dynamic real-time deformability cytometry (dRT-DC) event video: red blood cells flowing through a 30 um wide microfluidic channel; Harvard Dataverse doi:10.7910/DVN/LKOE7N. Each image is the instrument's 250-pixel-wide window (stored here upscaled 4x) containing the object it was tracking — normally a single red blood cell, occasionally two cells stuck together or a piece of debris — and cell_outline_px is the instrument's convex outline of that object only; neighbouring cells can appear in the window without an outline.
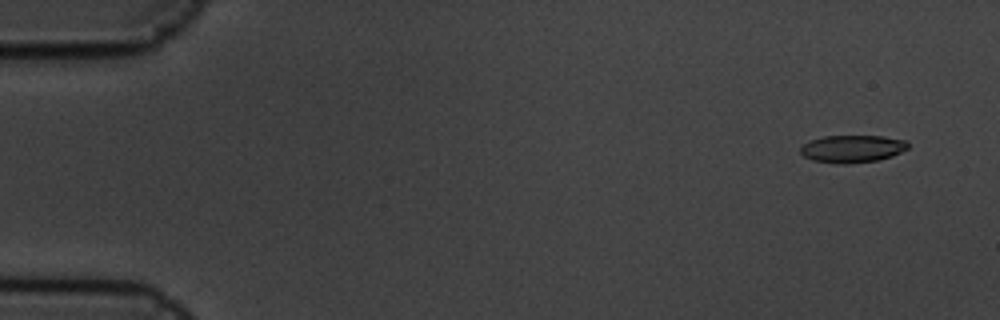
{"species": "common noctule bat (a hibernating species)", "species_latin": "Nyctalus noctula", "temperature_condition": "cold", "stored_images_in_passage": 6, "camera_frame_rate_fps": 3000, "um_per_image_px": 0.085, "animal": {"sex": "male", "body_mass_g": 19.5, "forearm_length_mm": 54.6}, "frame": {"image": 1, "passage_image": 2, "time_ms": 0.333, "image_size_px": [1000, 320], "cell_outline_px": [[908, 148], [892, 156], [876, 160], [848, 164], [840, 164], [812, 160], [804, 156], [800, 152], [800, 148], [808, 140], [824, 136], [884, 136], [908, 140]], "centroid_in_image_um": [72.44, 12.64], "position_along_channel_um": 12.6, "area_um2": 17.28}}
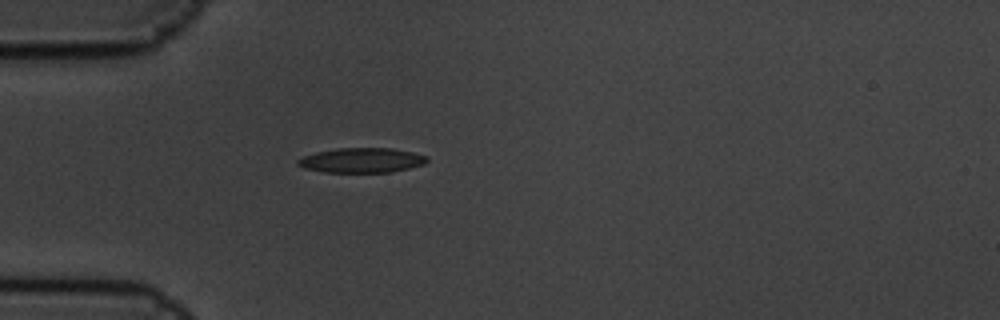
{"frame": {"image": 2, "passage_image": 6, "time_ms": 1.667, "image_size_px": [1000, 320], "cell_outline_px": [[428, 160], [424, 164], [392, 172], [324, 172], [304, 168], [296, 164], [296, 160], [304, 156], [316, 152], [336, 148], [392, 148], [412, 152], [428, 156]], "centroid_in_image_um": [30.73, 13.62], "position_along_channel_um": 54.3, "area_um2": 18.67}}